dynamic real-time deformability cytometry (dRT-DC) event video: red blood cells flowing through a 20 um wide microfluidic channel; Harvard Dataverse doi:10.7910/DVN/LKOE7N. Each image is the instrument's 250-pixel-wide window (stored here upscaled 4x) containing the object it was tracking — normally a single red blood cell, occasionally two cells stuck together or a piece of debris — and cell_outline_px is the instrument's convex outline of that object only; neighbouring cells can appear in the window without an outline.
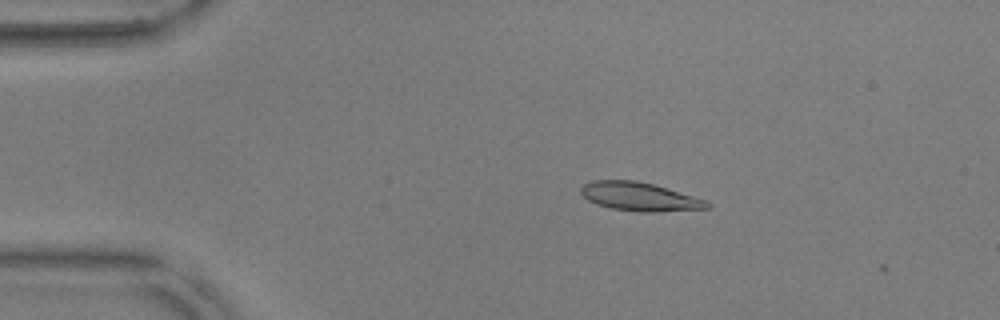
{"species": "common noctule bat (a hibernating species)", "species_latin": "Nyctalus noctula", "temperature_condition": "warm", "stored_images_in_passage": 11, "camera_frame_rate_fps": 3000, "um_per_image_px": 0.085, "animal": {"sex": "male", "body_mass_g": 17.9, "forearm_length_mm": 54.2}, "frame": {"image": 1, "passage_image": 10, "time_ms": 3.0, "image_size_px": [1000, 320], "cell_outline_px": [[712, 204], [708, 208], [656, 212], [640, 212], [612, 208], [596, 204], [588, 200], [580, 192], [580, 188], [584, 184], [592, 180], [636, 180], [668, 188], [708, 200]], "centroid_in_image_um": [54.38, 16.71], "position_along_channel_um": 30.6, "area_um2": 21.1}}